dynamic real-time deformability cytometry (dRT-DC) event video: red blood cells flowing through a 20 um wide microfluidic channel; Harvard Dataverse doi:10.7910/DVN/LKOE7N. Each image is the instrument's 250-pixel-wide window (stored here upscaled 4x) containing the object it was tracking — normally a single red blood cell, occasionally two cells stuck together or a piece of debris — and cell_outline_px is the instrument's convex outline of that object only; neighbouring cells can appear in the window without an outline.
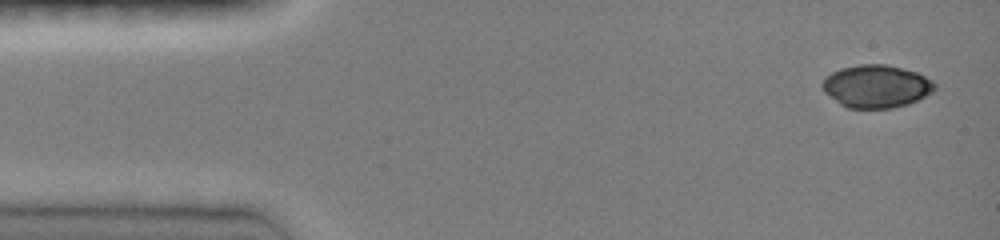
{"species": "common noctule bat (a hibernating species)", "species_latin": "Nyctalus noctula", "temperature_condition": "room temperature", "stored_images_in_passage": 8, "camera_frame_rate_fps": 3000, "um_per_image_px": 0.085, "animal": {"sex": "female", "body_mass_g": 19.0, "forearm_length_mm": 51.5}, "frame": {"image": 1, "passage_image": 1, "time_ms": 0.0, "image_size_px": [1000, 240], "cell_outline_px": [[936, 88], [932, 92], [908, 104], [892, 108], [848, 108], [840, 104], [824, 92], [820, 84], [824, 76], [840, 68], [860, 64], [888, 64], [916, 72], [932, 80], [936, 84]], "centroid_in_image_um": [74.45, 7.32], "position_along_channel_um": 10.5, "area_um2": 28.15}}
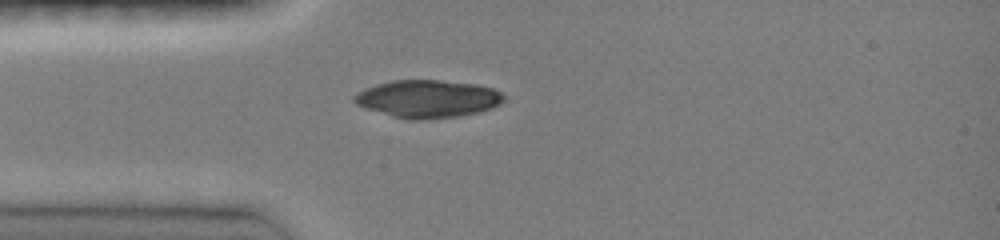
{"frame": {"image": 2, "passage_image": 6, "time_ms": 3.333, "image_size_px": [1000, 240], "cell_outline_px": [[504, 100], [500, 104], [492, 108], [480, 112], [460, 116], [428, 120], [408, 120], [392, 116], [364, 108], [356, 104], [352, 100], [352, 96], [376, 84], [392, 80], [440, 80], [476, 84], [492, 88], [500, 92], [504, 96]], "centroid_in_image_um": [36.36, 8.41], "position_along_channel_um": 48.6, "area_um2": 33.06}}